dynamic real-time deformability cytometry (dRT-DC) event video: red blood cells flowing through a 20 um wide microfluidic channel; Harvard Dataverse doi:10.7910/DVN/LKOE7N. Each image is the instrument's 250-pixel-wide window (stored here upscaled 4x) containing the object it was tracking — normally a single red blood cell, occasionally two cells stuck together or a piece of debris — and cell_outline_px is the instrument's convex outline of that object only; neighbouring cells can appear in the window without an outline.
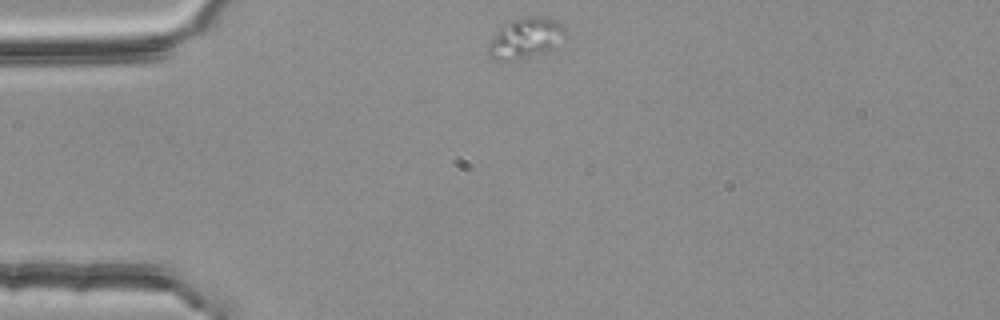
{"species": "common noctule bat (a hibernating species)", "species_latin": "Nyctalus noctula", "temperature_condition": "room temperature", "stored_images_in_passage": 9, "camera_frame_rate_fps": 3000, "um_per_image_px": 0.085, "animal": {"sex": "female", "body_mass_g": 25.1}, "frame": {"image": 1, "passage_image": 1, "time_ms": 0.0, "image_size_px": [1000, 320], "cell_outline_px": [[568, 32], [556, 48], [544, 52], [516, 60], [496, 60], [488, 56], [488, 44], [500, 28], [512, 20], [528, 16], [548, 16], [556, 20], [568, 28]], "centroid_in_image_um": [44.74, 3.23], "position_along_channel_um": 40.3, "area_um2": 18.44}}